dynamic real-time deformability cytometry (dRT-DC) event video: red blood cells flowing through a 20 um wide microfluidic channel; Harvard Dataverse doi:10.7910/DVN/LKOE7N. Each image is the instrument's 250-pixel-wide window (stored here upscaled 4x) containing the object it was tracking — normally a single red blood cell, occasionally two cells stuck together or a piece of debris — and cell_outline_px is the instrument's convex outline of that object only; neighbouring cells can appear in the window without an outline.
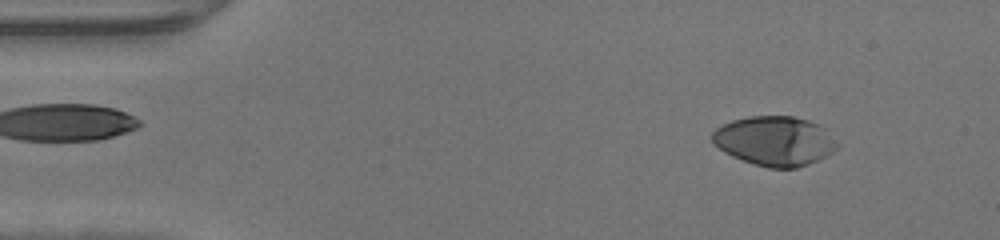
{"species": "human", "species_latin": "Homo sapiens", "temperature_condition": "warm", "stored_images_in_passage": 46, "camera_frame_rate_fps": 3000, "um_per_image_px": 0.085, "donor": {"sex": "male"}, "frame": {"image": 1, "passage_image": 4, "time_ms": 1.0, "image_size_px": [1000, 240], "cell_outline_px": [[840, 144], [832, 152], [808, 164], [796, 168], [768, 168], [752, 164], [732, 156], [724, 152], [712, 144], [712, 132], [716, 128], [732, 120], [748, 116], [792, 116], [808, 120], [820, 124]], "centroid_in_image_um": [65.83, 11.98], "position_along_channel_um": 19.2, "area_um2": 36.18}}
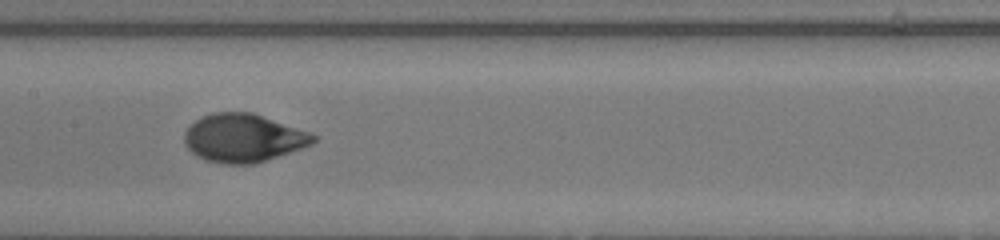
{"frame": {"image": 2, "passage_image": 22, "time_ms": 7.0, "image_size_px": [1000, 240], "cell_outline_px": [[316, 140], [312, 144], [252, 164], [224, 164], [204, 160], [196, 156], [184, 144], [184, 132], [200, 116], [212, 112], [252, 112], [308, 132], [316, 136]], "centroid_in_image_um": [20.62, 11.72], "position_along_channel_um": 186.8, "area_um2": 35.89}}
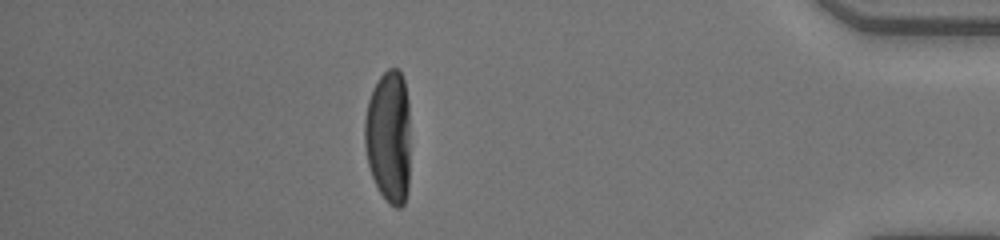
{"frame": {"image": 3, "passage_image": 40, "time_ms": 13.0, "image_size_px": [1000, 240], "cell_outline_px": [[408, 192], [404, 204], [400, 208], [396, 208], [388, 204], [380, 192], [372, 176], [368, 164], [364, 144], [364, 120], [368, 100], [372, 88], [380, 76], [388, 68], [396, 68], [400, 72], [404, 80], [408, 100]], "centroid_in_image_um": [33.02, 11.62], "position_along_channel_um": 402.2, "area_um2": 35.49}}